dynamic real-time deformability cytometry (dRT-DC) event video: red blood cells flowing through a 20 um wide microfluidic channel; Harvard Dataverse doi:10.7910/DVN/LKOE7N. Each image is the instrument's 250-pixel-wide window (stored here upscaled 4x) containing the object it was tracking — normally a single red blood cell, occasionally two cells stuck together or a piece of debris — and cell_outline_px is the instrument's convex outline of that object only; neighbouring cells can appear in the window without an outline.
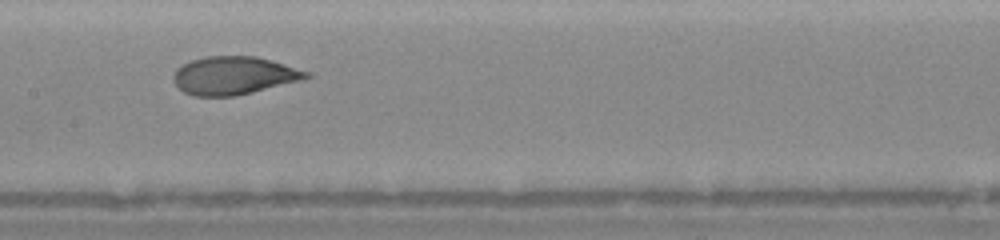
{"species": "human", "species_latin": "Homo sapiens", "temperature_condition": "warm", "stored_images_in_passage": 9, "camera_frame_rate_fps": 3000, "um_per_image_px": 0.085, "donor": {"sex": "female"}, "frame": {"image": 1, "passage_image": 4, "time_ms": 3.0, "image_size_px": [1000, 240], "cell_outline_px": [[312, 76], [304, 80], [252, 92], [232, 96], [192, 96], [184, 92], [176, 84], [172, 76], [176, 68], [192, 60], [204, 56], [256, 56], [272, 60], [312, 72]], "centroid_in_image_um": [19.92, 6.41], "position_along_channel_um": 187.5, "area_um2": 29.65}}